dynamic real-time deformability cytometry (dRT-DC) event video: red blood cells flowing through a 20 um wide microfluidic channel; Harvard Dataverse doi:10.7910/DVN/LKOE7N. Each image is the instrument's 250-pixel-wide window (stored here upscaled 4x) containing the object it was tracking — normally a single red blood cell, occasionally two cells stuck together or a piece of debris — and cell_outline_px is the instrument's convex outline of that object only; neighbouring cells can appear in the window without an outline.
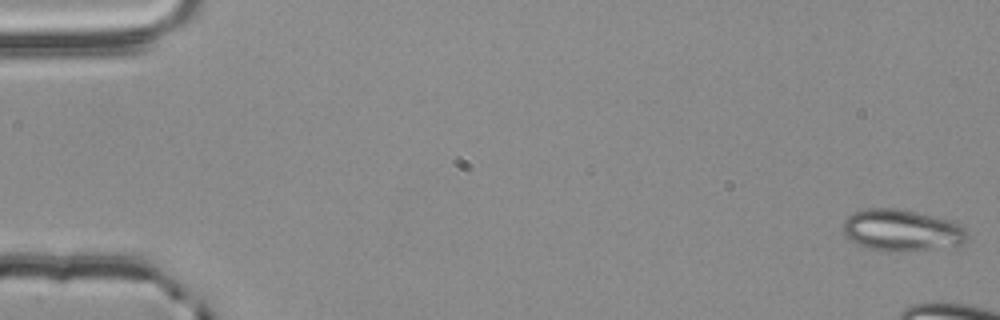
{"species": "common noctule bat (a hibernating species)", "species_latin": "Nyctalus noctula", "temperature_condition": "room temperature", "stored_images_in_passage": 16, "camera_frame_rate_fps": 3000, "um_per_image_px": 0.085, "animal": {"sex": "male", "body_mass_g": 20.4}, "frame": {"image": 1, "passage_image": 1, "time_ms": 0.0, "image_size_px": [1000, 320], "cell_outline_px": [[968, 236], [964, 244], [956, 248], [900, 252], [876, 252], [844, 236], [844, 220], [848, 216], [856, 212], [868, 208], [896, 208], [956, 220], [968, 232]], "centroid_in_image_um": [76.76, 19.61], "position_along_channel_um": 8.2, "area_um2": 31.1}}